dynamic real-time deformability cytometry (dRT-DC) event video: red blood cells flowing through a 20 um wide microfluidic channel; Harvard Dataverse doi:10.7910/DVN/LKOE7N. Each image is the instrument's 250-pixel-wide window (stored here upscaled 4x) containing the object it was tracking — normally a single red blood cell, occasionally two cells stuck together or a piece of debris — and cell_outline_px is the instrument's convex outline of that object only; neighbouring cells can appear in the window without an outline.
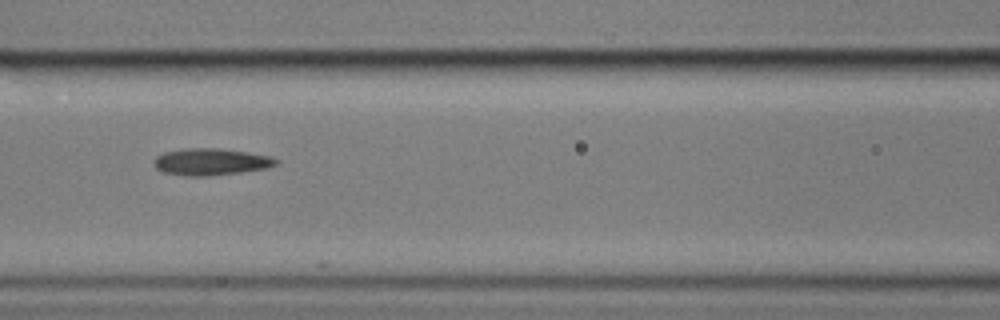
{"species": "common noctule bat (a hibernating species)", "species_latin": "Nyctalus noctula", "temperature_condition": "cold", "stored_images_in_passage": 13, "camera_frame_rate_fps": 3000, "um_per_image_px": 0.085, "animal": {"sex": "male", "body_mass_g": 17.9}, "frame": {"image": 1, "passage_image": 6, "time_ms": 7.0, "image_size_px": [1000, 320], "cell_outline_px": [[280, 160], [276, 164], [268, 168], [240, 172], [208, 176], [188, 176], [164, 172], [156, 168], [152, 164], [152, 160], [156, 156], [164, 152], [184, 148], [220, 148], [248, 152], [272, 156]], "centroid_in_image_um": [17.92, 13.74], "position_along_channel_um": 148.7, "area_um2": 19.31}}
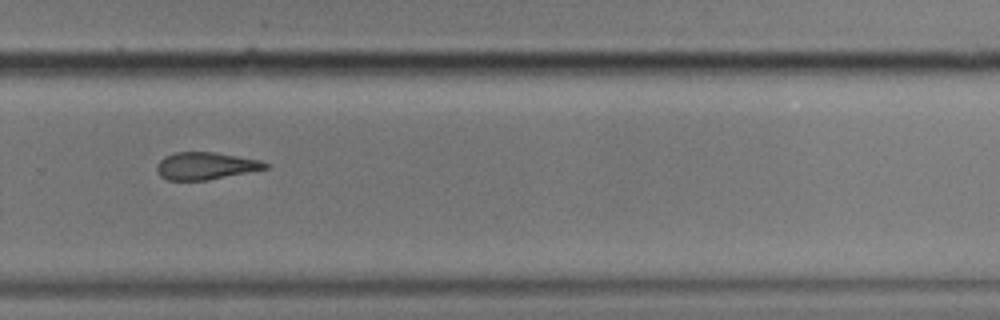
{"frame": {"image": 2, "passage_image": 10, "time_ms": 11.667, "image_size_px": [1000, 320], "cell_outline_px": [[268, 168], [208, 180], [168, 180], [160, 176], [156, 168], [156, 164], [164, 156], [176, 152], [216, 152], [260, 160], [268, 164]], "centroid_in_image_um": [17.45, 14.09], "position_along_channel_um": 312.4, "area_um2": 17.22}}
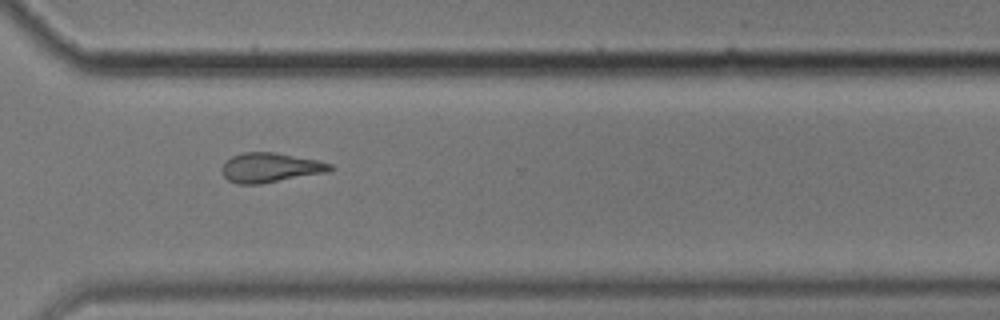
{"frame": {"image": 3, "passage_image": 11, "time_ms": 12.667, "image_size_px": [1000, 320], "cell_outline_px": [[336, 168], [328, 172], [260, 184], [236, 184], [228, 180], [224, 176], [220, 168], [232, 156], [244, 152], [272, 152], [316, 160], [332, 164]], "centroid_in_image_um": [22.97, 14.26], "position_along_channel_um": 347.6, "area_um2": 18.55}, "authors_computed_cell_mechanics": {"area_um2": 18.8428, "velocity_mm_per_s": 3.5085, "shape_relaxation_time_tau1_ms": null, "shape_relaxation_time_tau2_ms": 8.6679, "deformation_change_tau1": null, "deformation_change_tau2": 0.1874}}